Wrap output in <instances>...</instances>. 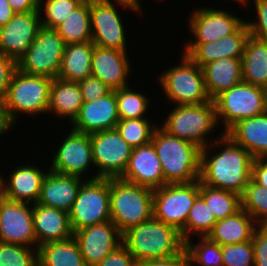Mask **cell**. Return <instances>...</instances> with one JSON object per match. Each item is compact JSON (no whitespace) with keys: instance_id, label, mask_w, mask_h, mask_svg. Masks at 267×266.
<instances>
[{"instance_id":"cell-1","label":"cell","mask_w":267,"mask_h":266,"mask_svg":"<svg viewBox=\"0 0 267 266\" xmlns=\"http://www.w3.org/2000/svg\"><path fill=\"white\" fill-rule=\"evenodd\" d=\"M214 140L201 149L199 180L207 186L231 191L241 196L251 180L254 158L225 133L221 132ZM220 147V152L215 150V154L209 153L212 148Z\"/></svg>"},{"instance_id":"cell-2","label":"cell","mask_w":267,"mask_h":266,"mask_svg":"<svg viewBox=\"0 0 267 266\" xmlns=\"http://www.w3.org/2000/svg\"><path fill=\"white\" fill-rule=\"evenodd\" d=\"M122 244L137 263L170 257L185 249L181 232L154 217L124 231Z\"/></svg>"},{"instance_id":"cell-3","label":"cell","mask_w":267,"mask_h":266,"mask_svg":"<svg viewBox=\"0 0 267 266\" xmlns=\"http://www.w3.org/2000/svg\"><path fill=\"white\" fill-rule=\"evenodd\" d=\"M151 143L159 157L166 184L190 183L200 178L201 148L168 134L159 124Z\"/></svg>"},{"instance_id":"cell-4","label":"cell","mask_w":267,"mask_h":266,"mask_svg":"<svg viewBox=\"0 0 267 266\" xmlns=\"http://www.w3.org/2000/svg\"><path fill=\"white\" fill-rule=\"evenodd\" d=\"M153 192L145 186L110 178L111 221L121 233L153 217Z\"/></svg>"},{"instance_id":"cell-5","label":"cell","mask_w":267,"mask_h":266,"mask_svg":"<svg viewBox=\"0 0 267 266\" xmlns=\"http://www.w3.org/2000/svg\"><path fill=\"white\" fill-rule=\"evenodd\" d=\"M51 83L49 77L28 75L16 69L2 101L9 121L16 125L18 113L34 116L47 113Z\"/></svg>"},{"instance_id":"cell-6","label":"cell","mask_w":267,"mask_h":266,"mask_svg":"<svg viewBox=\"0 0 267 266\" xmlns=\"http://www.w3.org/2000/svg\"><path fill=\"white\" fill-rule=\"evenodd\" d=\"M217 125L216 108L211 100L198 105H176L159 126L168 134L190 141L202 149L210 144L207 136Z\"/></svg>"},{"instance_id":"cell-7","label":"cell","mask_w":267,"mask_h":266,"mask_svg":"<svg viewBox=\"0 0 267 266\" xmlns=\"http://www.w3.org/2000/svg\"><path fill=\"white\" fill-rule=\"evenodd\" d=\"M181 63L167 68L159 75V83L165 97L175 105H198L210 102L206 91L202 68L187 55L182 54Z\"/></svg>"},{"instance_id":"cell-8","label":"cell","mask_w":267,"mask_h":266,"mask_svg":"<svg viewBox=\"0 0 267 266\" xmlns=\"http://www.w3.org/2000/svg\"><path fill=\"white\" fill-rule=\"evenodd\" d=\"M217 122L222 121L226 133L240 120L255 117L267 111L263 87L241 82L222 92L213 100ZM224 122V123H223Z\"/></svg>"},{"instance_id":"cell-9","label":"cell","mask_w":267,"mask_h":266,"mask_svg":"<svg viewBox=\"0 0 267 266\" xmlns=\"http://www.w3.org/2000/svg\"><path fill=\"white\" fill-rule=\"evenodd\" d=\"M73 233L87 226L111 221L110 178L86 179L69 212Z\"/></svg>"},{"instance_id":"cell-10","label":"cell","mask_w":267,"mask_h":266,"mask_svg":"<svg viewBox=\"0 0 267 266\" xmlns=\"http://www.w3.org/2000/svg\"><path fill=\"white\" fill-rule=\"evenodd\" d=\"M65 45L55 29L42 27L27 52L16 62L17 69L28 75L57 78Z\"/></svg>"},{"instance_id":"cell-11","label":"cell","mask_w":267,"mask_h":266,"mask_svg":"<svg viewBox=\"0 0 267 266\" xmlns=\"http://www.w3.org/2000/svg\"><path fill=\"white\" fill-rule=\"evenodd\" d=\"M199 196V180L190 183L165 184L154 189L153 217L177 228H185L187 217Z\"/></svg>"},{"instance_id":"cell-12","label":"cell","mask_w":267,"mask_h":266,"mask_svg":"<svg viewBox=\"0 0 267 266\" xmlns=\"http://www.w3.org/2000/svg\"><path fill=\"white\" fill-rule=\"evenodd\" d=\"M93 162L97 178H120L127 168L133 148L121 137L117 129L90 134Z\"/></svg>"},{"instance_id":"cell-13","label":"cell","mask_w":267,"mask_h":266,"mask_svg":"<svg viewBox=\"0 0 267 266\" xmlns=\"http://www.w3.org/2000/svg\"><path fill=\"white\" fill-rule=\"evenodd\" d=\"M29 206V203L9 200L0 194V242L37 248L32 205Z\"/></svg>"},{"instance_id":"cell-14","label":"cell","mask_w":267,"mask_h":266,"mask_svg":"<svg viewBox=\"0 0 267 266\" xmlns=\"http://www.w3.org/2000/svg\"><path fill=\"white\" fill-rule=\"evenodd\" d=\"M59 145L50 170L65 175L84 178L91 165L94 166L90 134L70 130Z\"/></svg>"},{"instance_id":"cell-15","label":"cell","mask_w":267,"mask_h":266,"mask_svg":"<svg viewBox=\"0 0 267 266\" xmlns=\"http://www.w3.org/2000/svg\"><path fill=\"white\" fill-rule=\"evenodd\" d=\"M114 4L90 0L92 42L102 48L127 51L123 20Z\"/></svg>"},{"instance_id":"cell-16","label":"cell","mask_w":267,"mask_h":266,"mask_svg":"<svg viewBox=\"0 0 267 266\" xmlns=\"http://www.w3.org/2000/svg\"><path fill=\"white\" fill-rule=\"evenodd\" d=\"M73 237L87 266H97L122 244V233L112 221L79 229Z\"/></svg>"},{"instance_id":"cell-17","label":"cell","mask_w":267,"mask_h":266,"mask_svg":"<svg viewBox=\"0 0 267 266\" xmlns=\"http://www.w3.org/2000/svg\"><path fill=\"white\" fill-rule=\"evenodd\" d=\"M40 16L39 10L15 13L7 24L0 26V52L17 62L42 28Z\"/></svg>"},{"instance_id":"cell-18","label":"cell","mask_w":267,"mask_h":266,"mask_svg":"<svg viewBox=\"0 0 267 266\" xmlns=\"http://www.w3.org/2000/svg\"><path fill=\"white\" fill-rule=\"evenodd\" d=\"M227 10L216 8H199L192 11L188 27L194 41L188 43H207L219 41L233 33L245 20L230 14Z\"/></svg>"},{"instance_id":"cell-19","label":"cell","mask_w":267,"mask_h":266,"mask_svg":"<svg viewBox=\"0 0 267 266\" xmlns=\"http://www.w3.org/2000/svg\"><path fill=\"white\" fill-rule=\"evenodd\" d=\"M250 32L245 21L231 34L219 41L207 43H186L184 54L201 68L223 58H241Z\"/></svg>"},{"instance_id":"cell-20","label":"cell","mask_w":267,"mask_h":266,"mask_svg":"<svg viewBox=\"0 0 267 266\" xmlns=\"http://www.w3.org/2000/svg\"><path fill=\"white\" fill-rule=\"evenodd\" d=\"M119 120L115 90H111L95 101L83 102L71 125L74 131L92 134L115 129Z\"/></svg>"},{"instance_id":"cell-21","label":"cell","mask_w":267,"mask_h":266,"mask_svg":"<svg viewBox=\"0 0 267 266\" xmlns=\"http://www.w3.org/2000/svg\"><path fill=\"white\" fill-rule=\"evenodd\" d=\"M24 165L26 166H19L10 172L9 178L4 179L0 174V194L9 200L36 204L47 171L43 172L35 164Z\"/></svg>"},{"instance_id":"cell-22","label":"cell","mask_w":267,"mask_h":266,"mask_svg":"<svg viewBox=\"0 0 267 266\" xmlns=\"http://www.w3.org/2000/svg\"><path fill=\"white\" fill-rule=\"evenodd\" d=\"M120 179L153 190L166 184L159 157L151 142L133 148L127 168Z\"/></svg>"},{"instance_id":"cell-23","label":"cell","mask_w":267,"mask_h":266,"mask_svg":"<svg viewBox=\"0 0 267 266\" xmlns=\"http://www.w3.org/2000/svg\"><path fill=\"white\" fill-rule=\"evenodd\" d=\"M127 55V51L94 45L91 76L98 78L112 90L128 86L131 63Z\"/></svg>"},{"instance_id":"cell-24","label":"cell","mask_w":267,"mask_h":266,"mask_svg":"<svg viewBox=\"0 0 267 266\" xmlns=\"http://www.w3.org/2000/svg\"><path fill=\"white\" fill-rule=\"evenodd\" d=\"M86 179L48 170L43 179L38 204L70 212L81 184Z\"/></svg>"},{"instance_id":"cell-25","label":"cell","mask_w":267,"mask_h":266,"mask_svg":"<svg viewBox=\"0 0 267 266\" xmlns=\"http://www.w3.org/2000/svg\"><path fill=\"white\" fill-rule=\"evenodd\" d=\"M32 205L37 248L48 242L64 241L73 237L69 213L38 203Z\"/></svg>"},{"instance_id":"cell-26","label":"cell","mask_w":267,"mask_h":266,"mask_svg":"<svg viewBox=\"0 0 267 266\" xmlns=\"http://www.w3.org/2000/svg\"><path fill=\"white\" fill-rule=\"evenodd\" d=\"M225 134L247 150L254 159L267 158V111L240 120Z\"/></svg>"},{"instance_id":"cell-27","label":"cell","mask_w":267,"mask_h":266,"mask_svg":"<svg viewBox=\"0 0 267 266\" xmlns=\"http://www.w3.org/2000/svg\"><path fill=\"white\" fill-rule=\"evenodd\" d=\"M257 227L252 216L241 208L235 214L217 220L207 237L220 246L241 244L252 240Z\"/></svg>"},{"instance_id":"cell-28","label":"cell","mask_w":267,"mask_h":266,"mask_svg":"<svg viewBox=\"0 0 267 266\" xmlns=\"http://www.w3.org/2000/svg\"><path fill=\"white\" fill-rule=\"evenodd\" d=\"M208 96L213 101L222 92L242 82L241 58H223L202 67Z\"/></svg>"},{"instance_id":"cell-29","label":"cell","mask_w":267,"mask_h":266,"mask_svg":"<svg viewBox=\"0 0 267 266\" xmlns=\"http://www.w3.org/2000/svg\"><path fill=\"white\" fill-rule=\"evenodd\" d=\"M84 102L78 82H70L54 78L50 86L49 107L47 112L58 117L70 119L71 124L78 116Z\"/></svg>"},{"instance_id":"cell-30","label":"cell","mask_w":267,"mask_h":266,"mask_svg":"<svg viewBox=\"0 0 267 266\" xmlns=\"http://www.w3.org/2000/svg\"><path fill=\"white\" fill-rule=\"evenodd\" d=\"M92 41L66 44L60 64L58 78L79 82L92 74Z\"/></svg>"},{"instance_id":"cell-31","label":"cell","mask_w":267,"mask_h":266,"mask_svg":"<svg viewBox=\"0 0 267 266\" xmlns=\"http://www.w3.org/2000/svg\"><path fill=\"white\" fill-rule=\"evenodd\" d=\"M242 81L263 87L267 82V42L249 36L241 57Z\"/></svg>"},{"instance_id":"cell-32","label":"cell","mask_w":267,"mask_h":266,"mask_svg":"<svg viewBox=\"0 0 267 266\" xmlns=\"http://www.w3.org/2000/svg\"><path fill=\"white\" fill-rule=\"evenodd\" d=\"M38 266H87L74 237L37 248Z\"/></svg>"},{"instance_id":"cell-33","label":"cell","mask_w":267,"mask_h":266,"mask_svg":"<svg viewBox=\"0 0 267 266\" xmlns=\"http://www.w3.org/2000/svg\"><path fill=\"white\" fill-rule=\"evenodd\" d=\"M55 30L65 44L92 41L90 0H84Z\"/></svg>"},{"instance_id":"cell-34","label":"cell","mask_w":267,"mask_h":266,"mask_svg":"<svg viewBox=\"0 0 267 266\" xmlns=\"http://www.w3.org/2000/svg\"><path fill=\"white\" fill-rule=\"evenodd\" d=\"M199 195L205 200L216 220L224 219L241 209V196L227 190L207 186L199 180Z\"/></svg>"},{"instance_id":"cell-35","label":"cell","mask_w":267,"mask_h":266,"mask_svg":"<svg viewBox=\"0 0 267 266\" xmlns=\"http://www.w3.org/2000/svg\"><path fill=\"white\" fill-rule=\"evenodd\" d=\"M217 222L205 200L199 195L189 211L186 226L181 236L186 242L191 236L207 237ZM193 234V235H192Z\"/></svg>"},{"instance_id":"cell-36","label":"cell","mask_w":267,"mask_h":266,"mask_svg":"<svg viewBox=\"0 0 267 266\" xmlns=\"http://www.w3.org/2000/svg\"><path fill=\"white\" fill-rule=\"evenodd\" d=\"M128 86L115 90L118 115L120 119L146 118L149 100L142 92H136Z\"/></svg>"},{"instance_id":"cell-37","label":"cell","mask_w":267,"mask_h":266,"mask_svg":"<svg viewBox=\"0 0 267 266\" xmlns=\"http://www.w3.org/2000/svg\"><path fill=\"white\" fill-rule=\"evenodd\" d=\"M152 122L147 118L120 119L116 129L132 148H137L151 142L153 132L158 126Z\"/></svg>"},{"instance_id":"cell-38","label":"cell","mask_w":267,"mask_h":266,"mask_svg":"<svg viewBox=\"0 0 267 266\" xmlns=\"http://www.w3.org/2000/svg\"><path fill=\"white\" fill-rule=\"evenodd\" d=\"M241 208L252 216L258 226H267V188L251 179L241 195Z\"/></svg>"},{"instance_id":"cell-39","label":"cell","mask_w":267,"mask_h":266,"mask_svg":"<svg viewBox=\"0 0 267 266\" xmlns=\"http://www.w3.org/2000/svg\"><path fill=\"white\" fill-rule=\"evenodd\" d=\"M200 242L193 245L191 238L185 242L189 266H223L221 246L208 237H199Z\"/></svg>"},{"instance_id":"cell-40","label":"cell","mask_w":267,"mask_h":266,"mask_svg":"<svg viewBox=\"0 0 267 266\" xmlns=\"http://www.w3.org/2000/svg\"><path fill=\"white\" fill-rule=\"evenodd\" d=\"M83 1L84 0H39V11L41 14L40 18L42 27L48 29H55ZM41 11L45 15H43Z\"/></svg>"},{"instance_id":"cell-41","label":"cell","mask_w":267,"mask_h":266,"mask_svg":"<svg viewBox=\"0 0 267 266\" xmlns=\"http://www.w3.org/2000/svg\"><path fill=\"white\" fill-rule=\"evenodd\" d=\"M0 266H38L37 248L0 242Z\"/></svg>"},{"instance_id":"cell-42","label":"cell","mask_w":267,"mask_h":266,"mask_svg":"<svg viewBox=\"0 0 267 266\" xmlns=\"http://www.w3.org/2000/svg\"><path fill=\"white\" fill-rule=\"evenodd\" d=\"M223 266H254V249L252 240L221 246Z\"/></svg>"},{"instance_id":"cell-43","label":"cell","mask_w":267,"mask_h":266,"mask_svg":"<svg viewBox=\"0 0 267 266\" xmlns=\"http://www.w3.org/2000/svg\"><path fill=\"white\" fill-rule=\"evenodd\" d=\"M256 9L255 21H247L250 35L256 39L267 42V0H253Z\"/></svg>"},{"instance_id":"cell-44","label":"cell","mask_w":267,"mask_h":266,"mask_svg":"<svg viewBox=\"0 0 267 266\" xmlns=\"http://www.w3.org/2000/svg\"><path fill=\"white\" fill-rule=\"evenodd\" d=\"M84 102L95 101L108 94L112 89L96 77L90 76L78 82Z\"/></svg>"},{"instance_id":"cell-45","label":"cell","mask_w":267,"mask_h":266,"mask_svg":"<svg viewBox=\"0 0 267 266\" xmlns=\"http://www.w3.org/2000/svg\"><path fill=\"white\" fill-rule=\"evenodd\" d=\"M254 266H267V226H258L252 236Z\"/></svg>"},{"instance_id":"cell-46","label":"cell","mask_w":267,"mask_h":266,"mask_svg":"<svg viewBox=\"0 0 267 266\" xmlns=\"http://www.w3.org/2000/svg\"><path fill=\"white\" fill-rule=\"evenodd\" d=\"M97 266H137V262L126 247L121 244L108 254Z\"/></svg>"},{"instance_id":"cell-47","label":"cell","mask_w":267,"mask_h":266,"mask_svg":"<svg viewBox=\"0 0 267 266\" xmlns=\"http://www.w3.org/2000/svg\"><path fill=\"white\" fill-rule=\"evenodd\" d=\"M16 69V61L0 52V102L6 95L12 74Z\"/></svg>"},{"instance_id":"cell-48","label":"cell","mask_w":267,"mask_h":266,"mask_svg":"<svg viewBox=\"0 0 267 266\" xmlns=\"http://www.w3.org/2000/svg\"><path fill=\"white\" fill-rule=\"evenodd\" d=\"M137 266H189V258L184 249L179 254L170 257L140 261Z\"/></svg>"},{"instance_id":"cell-49","label":"cell","mask_w":267,"mask_h":266,"mask_svg":"<svg viewBox=\"0 0 267 266\" xmlns=\"http://www.w3.org/2000/svg\"><path fill=\"white\" fill-rule=\"evenodd\" d=\"M251 179L267 188V158H255L252 163Z\"/></svg>"},{"instance_id":"cell-50","label":"cell","mask_w":267,"mask_h":266,"mask_svg":"<svg viewBox=\"0 0 267 266\" xmlns=\"http://www.w3.org/2000/svg\"><path fill=\"white\" fill-rule=\"evenodd\" d=\"M15 13H27L39 10V0H8Z\"/></svg>"},{"instance_id":"cell-51","label":"cell","mask_w":267,"mask_h":266,"mask_svg":"<svg viewBox=\"0 0 267 266\" xmlns=\"http://www.w3.org/2000/svg\"><path fill=\"white\" fill-rule=\"evenodd\" d=\"M15 15L8 0H0V26L7 24Z\"/></svg>"},{"instance_id":"cell-52","label":"cell","mask_w":267,"mask_h":266,"mask_svg":"<svg viewBox=\"0 0 267 266\" xmlns=\"http://www.w3.org/2000/svg\"><path fill=\"white\" fill-rule=\"evenodd\" d=\"M101 1L106 2V3H111V4L116 3L115 6L119 5V6H122L123 8L125 7V8H127V9H129L135 13L138 12L141 14V12H142V10H141V8H142L141 4L142 3H140V0H113L114 2H112V0L111 1L110 0H101Z\"/></svg>"},{"instance_id":"cell-53","label":"cell","mask_w":267,"mask_h":266,"mask_svg":"<svg viewBox=\"0 0 267 266\" xmlns=\"http://www.w3.org/2000/svg\"><path fill=\"white\" fill-rule=\"evenodd\" d=\"M13 124L9 121L2 102H0V136L7 133Z\"/></svg>"},{"instance_id":"cell-54","label":"cell","mask_w":267,"mask_h":266,"mask_svg":"<svg viewBox=\"0 0 267 266\" xmlns=\"http://www.w3.org/2000/svg\"><path fill=\"white\" fill-rule=\"evenodd\" d=\"M236 2H238V3H240V4H242V6L244 7H246V5H250V4H248V1L249 0H235Z\"/></svg>"},{"instance_id":"cell-55","label":"cell","mask_w":267,"mask_h":266,"mask_svg":"<svg viewBox=\"0 0 267 266\" xmlns=\"http://www.w3.org/2000/svg\"><path fill=\"white\" fill-rule=\"evenodd\" d=\"M263 91H264V95H265V99H266V103H267V82H266V84L263 86Z\"/></svg>"}]
</instances>
